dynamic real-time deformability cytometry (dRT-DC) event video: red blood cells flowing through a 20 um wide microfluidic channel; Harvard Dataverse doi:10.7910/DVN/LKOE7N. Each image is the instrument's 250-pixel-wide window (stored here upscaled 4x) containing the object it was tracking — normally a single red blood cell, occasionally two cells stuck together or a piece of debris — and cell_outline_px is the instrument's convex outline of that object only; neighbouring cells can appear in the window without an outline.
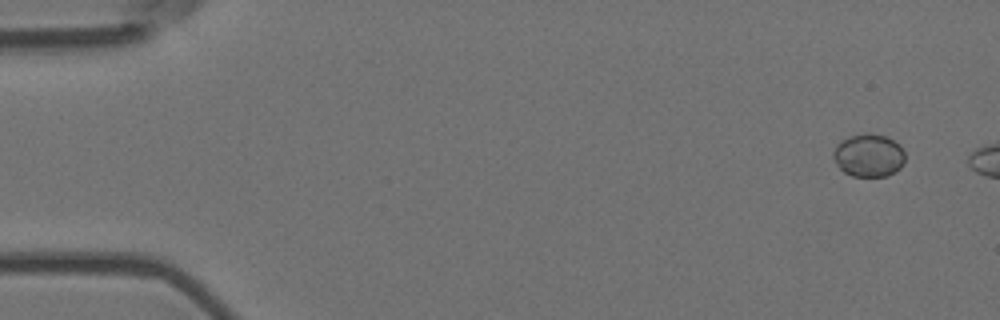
{"species": "Egyptian fruit bat (a non-hibernating species)", "species_latin": "Rousettus aegyptiacus", "temperature_condition": "room temperature", "stored_images_in_passage": 3, "camera_frame_rate_fps": 3000, "um_per_image_px": 0.085, "animal": {"sex": "female"}, "frame": {"image": 1, "passage_image": 1, "time_ms": 0.0, "image_size_px": [1000, 320], "cell_outline_px": [[904, 164], [896, 172], [888, 176], [852, 176], [844, 172], [836, 164], [832, 156], [832, 152], [836, 144], [852, 136], [868, 132], [888, 136], [900, 144], [904, 152]], "centroid_in_image_um": [73.86, 13.2], "position_along_channel_um": 11.1, "area_um2": 18.21}}